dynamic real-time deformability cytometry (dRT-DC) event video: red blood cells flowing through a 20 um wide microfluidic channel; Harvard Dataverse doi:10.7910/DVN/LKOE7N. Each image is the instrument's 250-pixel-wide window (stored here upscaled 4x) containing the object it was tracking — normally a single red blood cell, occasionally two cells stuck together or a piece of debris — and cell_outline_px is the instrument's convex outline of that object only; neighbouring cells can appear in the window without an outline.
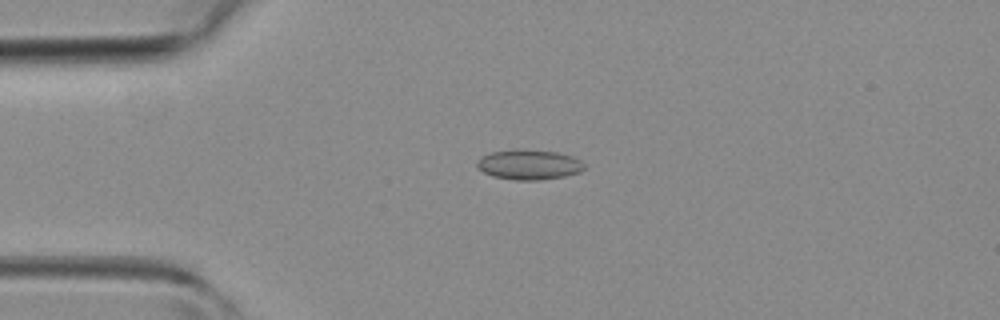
{"species": "common noctule bat (a hibernating species)", "species_latin": "Nyctalus noctula", "temperature_condition": "room temperature", "stored_images_in_passage": 41, "camera_frame_rate_fps": 3000, "um_per_image_px": 0.085, "animal": {"sex": "female", "body_mass_g": 19.3, "forearm_length_mm": 54.1}, "frame": {"image": 1, "passage_image": 9, "time_ms": 2.667, "image_size_px": [1000, 320], "cell_outline_px": [[584, 168], [580, 172], [564, 176], [536, 180], [516, 180], [492, 176], [476, 168], [476, 160], [480, 156], [492, 152], [516, 148], [520, 148], [556, 152], [572, 156], [580, 160], [584, 164]], "centroid_in_image_um": [44.91, 13.97], "position_along_channel_um": 40.1, "area_um2": 18.96}}
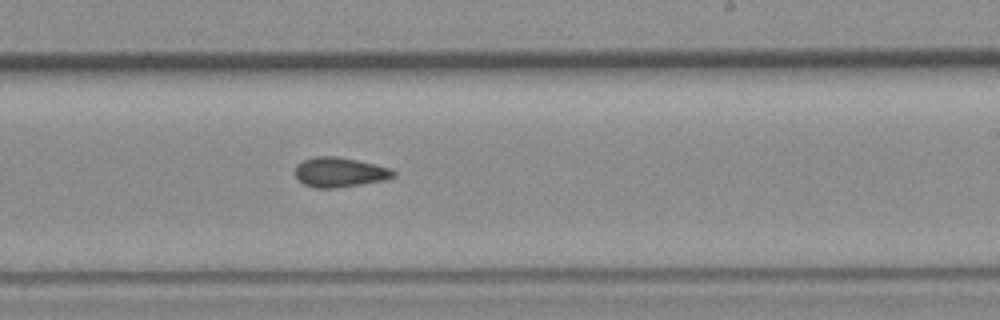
{"frame": {"image": 2, "passage_image": 24, "time_ms": 7.667, "image_size_px": [1000, 320], "cell_outline_px": [[396, 176], [384, 180], [336, 188], [316, 188], [304, 184], [296, 176], [296, 164], [304, 160], [316, 156], [336, 156], [356, 160], [388, 168], [396, 172]], "centroid_in_image_um": [28.85, 14.64], "position_along_channel_um": 260.1, "area_um2": 16.76}}
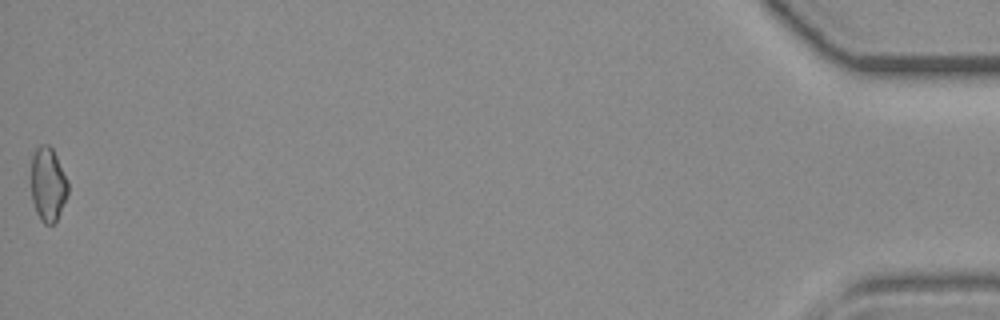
{"frame": {"image": 3, "passage_image": 41, "time_ms": 13.333, "image_size_px": [1000, 320], "cell_outline_px": [[68, 192], [60, 212], [56, 220], [52, 224], [44, 224], [40, 220], [36, 212], [32, 200], [28, 176], [32, 152], [40, 144], [48, 144], [52, 148], [68, 180]], "centroid_in_image_um": [4.01, 15.62], "position_along_channel_um": 431.2, "area_um2": 16.53}}